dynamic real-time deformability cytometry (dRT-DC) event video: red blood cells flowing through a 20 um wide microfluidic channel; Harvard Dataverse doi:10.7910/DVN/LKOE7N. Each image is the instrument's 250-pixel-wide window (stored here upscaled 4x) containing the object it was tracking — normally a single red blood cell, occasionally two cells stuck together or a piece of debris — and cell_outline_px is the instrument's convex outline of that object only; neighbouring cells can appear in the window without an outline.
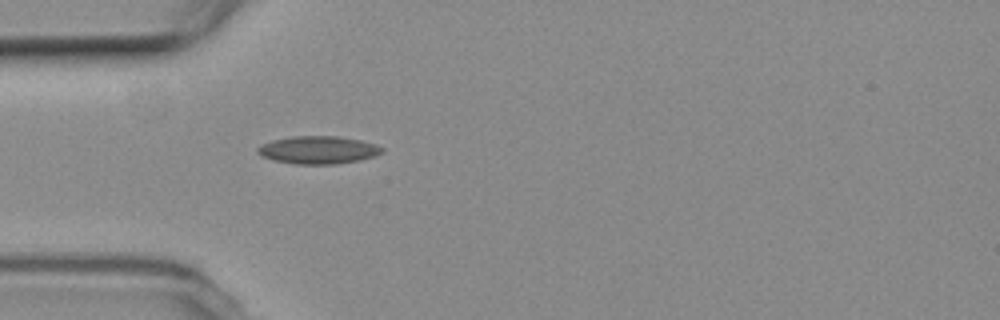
{"species": "common noctule bat (a hibernating species)", "species_latin": "Nyctalus noctula", "temperature_condition": "room temperature", "stored_images_in_passage": 1, "camera_frame_rate_fps": 3000, "um_per_image_px": 0.085, "animal": {"sex": "female", "body_mass_g": 19.3, "forearm_length_mm": 54.1}, "frame": {"image": 1, "passage_image": 1, "time_ms": 0.0, "image_size_px": [1000, 320], "cell_outline_px": [[384, 152], [360, 160], [336, 164], [296, 164], [272, 160], [260, 156], [256, 152], [256, 148], [260, 144], [272, 140], [292, 136], [340, 136], [360, 140], [376, 144], [384, 148]], "centroid_in_image_um": [27.01, 12.74], "position_along_channel_um": 58.0, "area_um2": 20.35}}